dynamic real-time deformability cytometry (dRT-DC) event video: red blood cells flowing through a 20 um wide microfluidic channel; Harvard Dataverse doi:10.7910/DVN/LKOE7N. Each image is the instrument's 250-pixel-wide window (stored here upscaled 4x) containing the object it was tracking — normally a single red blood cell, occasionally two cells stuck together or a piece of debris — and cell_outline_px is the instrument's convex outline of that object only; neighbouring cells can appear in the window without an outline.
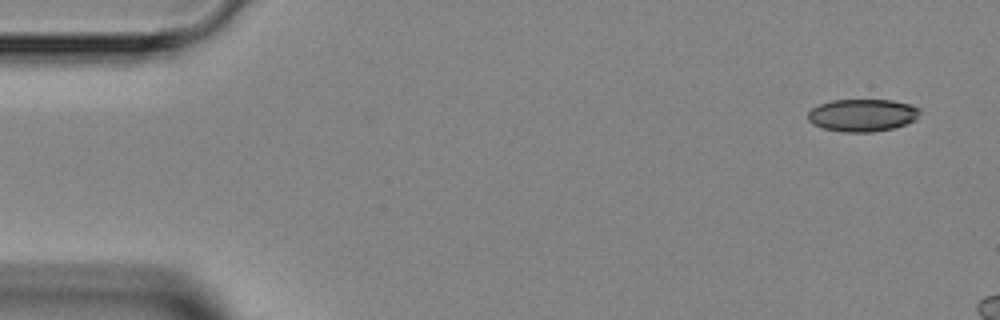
{"species": "Egyptian fruit bat (a non-hibernating species)", "species_latin": "Rousettus aegyptiacus", "temperature_condition": "room temperature", "stored_images_in_passage": 4, "camera_frame_rate_fps": 3000, "um_per_image_px": 0.085, "animal": {"sex": "female"}, "frame": {"image": 1, "passage_image": 1, "time_ms": 0.0, "image_size_px": [1000, 320], "cell_outline_px": [[920, 112], [916, 120], [892, 128], [872, 132], [844, 132], [824, 128], [812, 124], [808, 120], [808, 112], [812, 108], [820, 104], [832, 100], [892, 100], [912, 104], [920, 108]], "centroid_in_image_um": [73.32, 9.78], "position_along_channel_um": 11.7, "area_um2": 21.21}}